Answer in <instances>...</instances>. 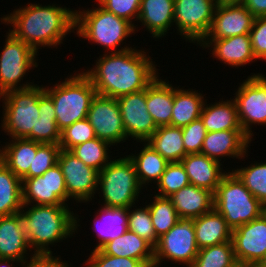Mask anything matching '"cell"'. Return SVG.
<instances>
[{
    "mask_svg": "<svg viewBox=\"0 0 266 267\" xmlns=\"http://www.w3.org/2000/svg\"><path fill=\"white\" fill-rule=\"evenodd\" d=\"M77 28V29H76ZM134 23L126 19L117 17L114 13L102 8L75 10V29L78 37L97 43L106 48V51L122 52L131 47H121L119 45L136 30ZM118 46V47H117ZM118 49V50H117Z\"/></svg>",
    "mask_w": 266,
    "mask_h": 267,
    "instance_id": "cell-5",
    "label": "cell"
},
{
    "mask_svg": "<svg viewBox=\"0 0 266 267\" xmlns=\"http://www.w3.org/2000/svg\"><path fill=\"white\" fill-rule=\"evenodd\" d=\"M262 264L266 267V257H265V259L262 261Z\"/></svg>",
    "mask_w": 266,
    "mask_h": 267,
    "instance_id": "cell-53",
    "label": "cell"
},
{
    "mask_svg": "<svg viewBox=\"0 0 266 267\" xmlns=\"http://www.w3.org/2000/svg\"><path fill=\"white\" fill-rule=\"evenodd\" d=\"M22 180L0 161V216L21 211Z\"/></svg>",
    "mask_w": 266,
    "mask_h": 267,
    "instance_id": "cell-34",
    "label": "cell"
},
{
    "mask_svg": "<svg viewBox=\"0 0 266 267\" xmlns=\"http://www.w3.org/2000/svg\"><path fill=\"white\" fill-rule=\"evenodd\" d=\"M103 55L95 67L83 72L99 95L117 99L141 91L158 75L157 65L144 50L131 48Z\"/></svg>",
    "mask_w": 266,
    "mask_h": 267,
    "instance_id": "cell-1",
    "label": "cell"
},
{
    "mask_svg": "<svg viewBox=\"0 0 266 267\" xmlns=\"http://www.w3.org/2000/svg\"><path fill=\"white\" fill-rule=\"evenodd\" d=\"M40 116L36 123V142L59 144L61 131L56 123V112L52 99L44 93L39 99Z\"/></svg>",
    "mask_w": 266,
    "mask_h": 267,
    "instance_id": "cell-35",
    "label": "cell"
},
{
    "mask_svg": "<svg viewBox=\"0 0 266 267\" xmlns=\"http://www.w3.org/2000/svg\"><path fill=\"white\" fill-rule=\"evenodd\" d=\"M237 267H265L262 263H238Z\"/></svg>",
    "mask_w": 266,
    "mask_h": 267,
    "instance_id": "cell-52",
    "label": "cell"
},
{
    "mask_svg": "<svg viewBox=\"0 0 266 267\" xmlns=\"http://www.w3.org/2000/svg\"><path fill=\"white\" fill-rule=\"evenodd\" d=\"M251 139L243 130H223L207 132L201 148V154L218 162L220 158H245Z\"/></svg>",
    "mask_w": 266,
    "mask_h": 267,
    "instance_id": "cell-19",
    "label": "cell"
},
{
    "mask_svg": "<svg viewBox=\"0 0 266 267\" xmlns=\"http://www.w3.org/2000/svg\"><path fill=\"white\" fill-rule=\"evenodd\" d=\"M214 208L234 230L259 218L266 207L244 186L232 171L226 173L214 193Z\"/></svg>",
    "mask_w": 266,
    "mask_h": 267,
    "instance_id": "cell-7",
    "label": "cell"
},
{
    "mask_svg": "<svg viewBox=\"0 0 266 267\" xmlns=\"http://www.w3.org/2000/svg\"><path fill=\"white\" fill-rule=\"evenodd\" d=\"M193 223L198 249L229 242L232 239V229L215 208L193 219Z\"/></svg>",
    "mask_w": 266,
    "mask_h": 267,
    "instance_id": "cell-26",
    "label": "cell"
},
{
    "mask_svg": "<svg viewBox=\"0 0 266 267\" xmlns=\"http://www.w3.org/2000/svg\"><path fill=\"white\" fill-rule=\"evenodd\" d=\"M154 196V200L148 204V208L155 233L160 238L178 222L179 217L168 197Z\"/></svg>",
    "mask_w": 266,
    "mask_h": 267,
    "instance_id": "cell-38",
    "label": "cell"
},
{
    "mask_svg": "<svg viewBox=\"0 0 266 267\" xmlns=\"http://www.w3.org/2000/svg\"><path fill=\"white\" fill-rule=\"evenodd\" d=\"M99 210L94 219L95 227H93L97 232L99 244L94 250L101 249L107 242L123 235L128 230V208L103 206Z\"/></svg>",
    "mask_w": 266,
    "mask_h": 267,
    "instance_id": "cell-29",
    "label": "cell"
},
{
    "mask_svg": "<svg viewBox=\"0 0 266 267\" xmlns=\"http://www.w3.org/2000/svg\"><path fill=\"white\" fill-rule=\"evenodd\" d=\"M26 261L22 267H68V263L61 261L52 254H32L30 261Z\"/></svg>",
    "mask_w": 266,
    "mask_h": 267,
    "instance_id": "cell-48",
    "label": "cell"
},
{
    "mask_svg": "<svg viewBox=\"0 0 266 267\" xmlns=\"http://www.w3.org/2000/svg\"><path fill=\"white\" fill-rule=\"evenodd\" d=\"M86 262L87 267H147L141 260L107 255L101 249L91 251Z\"/></svg>",
    "mask_w": 266,
    "mask_h": 267,
    "instance_id": "cell-45",
    "label": "cell"
},
{
    "mask_svg": "<svg viewBox=\"0 0 266 267\" xmlns=\"http://www.w3.org/2000/svg\"><path fill=\"white\" fill-rule=\"evenodd\" d=\"M14 262L23 265L21 261L15 259L0 258V267H12Z\"/></svg>",
    "mask_w": 266,
    "mask_h": 267,
    "instance_id": "cell-50",
    "label": "cell"
},
{
    "mask_svg": "<svg viewBox=\"0 0 266 267\" xmlns=\"http://www.w3.org/2000/svg\"><path fill=\"white\" fill-rule=\"evenodd\" d=\"M146 105L157 127L171 125L174 86L157 77L146 87Z\"/></svg>",
    "mask_w": 266,
    "mask_h": 267,
    "instance_id": "cell-27",
    "label": "cell"
},
{
    "mask_svg": "<svg viewBox=\"0 0 266 267\" xmlns=\"http://www.w3.org/2000/svg\"><path fill=\"white\" fill-rule=\"evenodd\" d=\"M44 86L9 90L0 95L3 102L2 128L12 139L26 138L36 142V123L39 119V99Z\"/></svg>",
    "mask_w": 266,
    "mask_h": 267,
    "instance_id": "cell-6",
    "label": "cell"
},
{
    "mask_svg": "<svg viewBox=\"0 0 266 267\" xmlns=\"http://www.w3.org/2000/svg\"><path fill=\"white\" fill-rule=\"evenodd\" d=\"M143 146L139 154L128 155L133 162L138 181L142 187L152 181L156 184L169 164L146 141H144Z\"/></svg>",
    "mask_w": 266,
    "mask_h": 267,
    "instance_id": "cell-33",
    "label": "cell"
},
{
    "mask_svg": "<svg viewBox=\"0 0 266 267\" xmlns=\"http://www.w3.org/2000/svg\"><path fill=\"white\" fill-rule=\"evenodd\" d=\"M11 141L0 149V161L22 180L29 169H33L37 142L26 138H15Z\"/></svg>",
    "mask_w": 266,
    "mask_h": 267,
    "instance_id": "cell-28",
    "label": "cell"
},
{
    "mask_svg": "<svg viewBox=\"0 0 266 267\" xmlns=\"http://www.w3.org/2000/svg\"><path fill=\"white\" fill-rule=\"evenodd\" d=\"M146 142L169 163L181 162L187 155L180 127L160 126Z\"/></svg>",
    "mask_w": 266,
    "mask_h": 267,
    "instance_id": "cell-31",
    "label": "cell"
},
{
    "mask_svg": "<svg viewBox=\"0 0 266 267\" xmlns=\"http://www.w3.org/2000/svg\"><path fill=\"white\" fill-rule=\"evenodd\" d=\"M231 241L238 263H262L266 257V212L232 230Z\"/></svg>",
    "mask_w": 266,
    "mask_h": 267,
    "instance_id": "cell-17",
    "label": "cell"
},
{
    "mask_svg": "<svg viewBox=\"0 0 266 267\" xmlns=\"http://www.w3.org/2000/svg\"><path fill=\"white\" fill-rule=\"evenodd\" d=\"M255 16L243 4L217 5L211 28L204 39H223L249 34Z\"/></svg>",
    "mask_w": 266,
    "mask_h": 267,
    "instance_id": "cell-18",
    "label": "cell"
},
{
    "mask_svg": "<svg viewBox=\"0 0 266 267\" xmlns=\"http://www.w3.org/2000/svg\"><path fill=\"white\" fill-rule=\"evenodd\" d=\"M158 188L156 193L160 197H169L183 187L190 185L186 170L181 162L169 163L156 183Z\"/></svg>",
    "mask_w": 266,
    "mask_h": 267,
    "instance_id": "cell-40",
    "label": "cell"
},
{
    "mask_svg": "<svg viewBox=\"0 0 266 267\" xmlns=\"http://www.w3.org/2000/svg\"><path fill=\"white\" fill-rule=\"evenodd\" d=\"M30 248L20 212L0 216V258L15 259L23 264Z\"/></svg>",
    "mask_w": 266,
    "mask_h": 267,
    "instance_id": "cell-21",
    "label": "cell"
},
{
    "mask_svg": "<svg viewBox=\"0 0 266 267\" xmlns=\"http://www.w3.org/2000/svg\"><path fill=\"white\" fill-rule=\"evenodd\" d=\"M200 118L207 132L242 130L234 98L210 106L204 103Z\"/></svg>",
    "mask_w": 266,
    "mask_h": 267,
    "instance_id": "cell-30",
    "label": "cell"
},
{
    "mask_svg": "<svg viewBox=\"0 0 266 267\" xmlns=\"http://www.w3.org/2000/svg\"><path fill=\"white\" fill-rule=\"evenodd\" d=\"M94 138H96L95 131L86 118L62 130L59 145L62 150L70 151L73 147Z\"/></svg>",
    "mask_w": 266,
    "mask_h": 267,
    "instance_id": "cell-42",
    "label": "cell"
},
{
    "mask_svg": "<svg viewBox=\"0 0 266 267\" xmlns=\"http://www.w3.org/2000/svg\"><path fill=\"white\" fill-rule=\"evenodd\" d=\"M105 10L114 13L117 17L133 22L138 21L141 0H96Z\"/></svg>",
    "mask_w": 266,
    "mask_h": 267,
    "instance_id": "cell-46",
    "label": "cell"
},
{
    "mask_svg": "<svg viewBox=\"0 0 266 267\" xmlns=\"http://www.w3.org/2000/svg\"><path fill=\"white\" fill-rule=\"evenodd\" d=\"M249 34L255 58L266 60V17L255 18Z\"/></svg>",
    "mask_w": 266,
    "mask_h": 267,
    "instance_id": "cell-47",
    "label": "cell"
},
{
    "mask_svg": "<svg viewBox=\"0 0 266 267\" xmlns=\"http://www.w3.org/2000/svg\"><path fill=\"white\" fill-rule=\"evenodd\" d=\"M28 206V209H24ZM23 205L20 211L29 251L34 254H52L49 245L75 234L80 220L68 205ZM71 235V236H70Z\"/></svg>",
    "mask_w": 266,
    "mask_h": 267,
    "instance_id": "cell-3",
    "label": "cell"
},
{
    "mask_svg": "<svg viewBox=\"0 0 266 267\" xmlns=\"http://www.w3.org/2000/svg\"><path fill=\"white\" fill-rule=\"evenodd\" d=\"M60 150L59 144H41L37 142L33 169H29L28 174L23 179L43 175L45 171L57 164Z\"/></svg>",
    "mask_w": 266,
    "mask_h": 267,
    "instance_id": "cell-43",
    "label": "cell"
},
{
    "mask_svg": "<svg viewBox=\"0 0 266 267\" xmlns=\"http://www.w3.org/2000/svg\"><path fill=\"white\" fill-rule=\"evenodd\" d=\"M201 93L196 90L178 89L174 87V102L171 126L184 127L200 118L204 101Z\"/></svg>",
    "mask_w": 266,
    "mask_h": 267,
    "instance_id": "cell-32",
    "label": "cell"
},
{
    "mask_svg": "<svg viewBox=\"0 0 266 267\" xmlns=\"http://www.w3.org/2000/svg\"><path fill=\"white\" fill-rule=\"evenodd\" d=\"M168 198L179 218L195 219L214 208V193L191 184L181 188Z\"/></svg>",
    "mask_w": 266,
    "mask_h": 267,
    "instance_id": "cell-23",
    "label": "cell"
},
{
    "mask_svg": "<svg viewBox=\"0 0 266 267\" xmlns=\"http://www.w3.org/2000/svg\"><path fill=\"white\" fill-rule=\"evenodd\" d=\"M138 20L153 38L165 36L174 25V0H141Z\"/></svg>",
    "mask_w": 266,
    "mask_h": 267,
    "instance_id": "cell-24",
    "label": "cell"
},
{
    "mask_svg": "<svg viewBox=\"0 0 266 267\" xmlns=\"http://www.w3.org/2000/svg\"><path fill=\"white\" fill-rule=\"evenodd\" d=\"M216 6L215 0H174V23L180 36L199 44L211 28Z\"/></svg>",
    "mask_w": 266,
    "mask_h": 267,
    "instance_id": "cell-12",
    "label": "cell"
},
{
    "mask_svg": "<svg viewBox=\"0 0 266 267\" xmlns=\"http://www.w3.org/2000/svg\"><path fill=\"white\" fill-rule=\"evenodd\" d=\"M87 119L100 140L110 145H115V143L117 145L127 140L116 98L96 94L91 102Z\"/></svg>",
    "mask_w": 266,
    "mask_h": 267,
    "instance_id": "cell-15",
    "label": "cell"
},
{
    "mask_svg": "<svg viewBox=\"0 0 266 267\" xmlns=\"http://www.w3.org/2000/svg\"><path fill=\"white\" fill-rule=\"evenodd\" d=\"M232 241L199 249L191 267H237Z\"/></svg>",
    "mask_w": 266,
    "mask_h": 267,
    "instance_id": "cell-36",
    "label": "cell"
},
{
    "mask_svg": "<svg viewBox=\"0 0 266 267\" xmlns=\"http://www.w3.org/2000/svg\"><path fill=\"white\" fill-rule=\"evenodd\" d=\"M191 185L215 193L223 176L221 163L201 153L187 154L182 160Z\"/></svg>",
    "mask_w": 266,
    "mask_h": 267,
    "instance_id": "cell-22",
    "label": "cell"
},
{
    "mask_svg": "<svg viewBox=\"0 0 266 267\" xmlns=\"http://www.w3.org/2000/svg\"><path fill=\"white\" fill-rule=\"evenodd\" d=\"M126 137L147 141L158 129L146 105V89L117 98Z\"/></svg>",
    "mask_w": 266,
    "mask_h": 267,
    "instance_id": "cell-16",
    "label": "cell"
},
{
    "mask_svg": "<svg viewBox=\"0 0 266 267\" xmlns=\"http://www.w3.org/2000/svg\"><path fill=\"white\" fill-rule=\"evenodd\" d=\"M199 45L202 48L211 46L213 57L232 67L245 66L253 62L252 60H257L252 50L250 34L223 39H203Z\"/></svg>",
    "mask_w": 266,
    "mask_h": 267,
    "instance_id": "cell-20",
    "label": "cell"
},
{
    "mask_svg": "<svg viewBox=\"0 0 266 267\" xmlns=\"http://www.w3.org/2000/svg\"><path fill=\"white\" fill-rule=\"evenodd\" d=\"M243 5L255 18L266 17V0H244Z\"/></svg>",
    "mask_w": 266,
    "mask_h": 267,
    "instance_id": "cell-49",
    "label": "cell"
},
{
    "mask_svg": "<svg viewBox=\"0 0 266 267\" xmlns=\"http://www.w3.org/2000/svg\"><path fill=\"white\" fill-rule=\"evenodd\" d=\"M44 87L45 93L52 99L56 123L60 131L76 121L87 118L91 102L97 92L90 79L83 73H76L65 81Z\"/></svg>",
    "mask_w": 266,
    "mask_h": 267,
    "instance_id": "cell-4",
    "label": "cell"
},
{
    "mask_svg": "<svg viewBox=\"0 0 266 267\" xmlns=\"http://www.w3.org/2000/svg\"><path fill=\"white\" fill-rule=\"evenodd\" d=\"M101 250L107 255L141 260L147 267L154 264V247L130 230L107 242Z\"/></svg>",
    "mask_w": 266,
    "mask_h": 267,
    "instance_id": "cell-25",
    "label": "cell"
},
{
    "mask_svg": "<svg viewBox=\"0 0 266 267\" xmlns=\"http://www.w3.org/2000/svg\"><path fill=\"white\" fill-rule=\"evenodd\" d=\"M198 251L193 219L179 218L154 247L153 267H159L165 259L191 267Z\"/></svg>",
    "mask_w": 266,
    "mask_h": 267,
    "instance_id": "cell-10",
    "label": "cell"
},
{
    "mask_svg": "<svg viewBox=\"0 0 266 267\" xmlns=\"http://www.w3.org/2000/svg\"><path fill=\"white\" fill-rule=\"evenodd\" d=\"M217 5L243 4L244 0H215Z\"/></svg>",
    "mask_w": 266,
    "mask_h": 267,
    "instance_id": "cell-51",
    "label": "cell"
},
{
    "mask_svg": "<svg viewBox=\"0 0 266 267\" xmlns=\"http://www.w3.org/2000/svg\"><path fill=\"white\" fill-rule=\"evenodd\" d=\"M244 186L266 207V162L232 170Z\"/></svg>",
    "mask_w": 266,
    "mask_h": 267,
    "instance_id": "cell-39",
    "label": "cell"
},
{
    "mask_svg": "<svg viewBox=\"0 0 266 267\" xmlns=\"http://www.w3.org/2000/svg\"><path fill=\"white\" fill-rule=\"evenodd\" d=\"M63 176L69 198L88 202L98 190L99 171L85 165L70 151L60 150L57 161Z\"/></svg>",
    "mask_w": 266,
    "mask_h": 267,
    "instance_id": "cell-14",
    "label": "cell"
},
{
    "mask_svg": "<svg viewBox=\"0 0 266 267\" xmlns=\"http://www.w3.org/2000/svg\"><path fill=\"white\" fill-rule=\"evenodd\" d=\"M131 209L132 206L128 208V230L135 232L155 247L159 238L155 233L148 205Z\"/></svg>",
    "mask_w": 266,
    "mask_h": 267,
    "instance_id": "cell-41",
    "label": "cell"
},
{
    "mask_svg": "<svg viewBox=\"0 0 266 267\" xmlns=\"http://www.w3.org/2000/svg\"><path fill=\"white\" fill-rule=\"evenodd\" d=\"M111 145L99 138H94L73 147L70 152L85 165L101 171L110 161L108 151Z\"/></svg>",
    "mask_w": 266,
    "mask_h": 267,
    "instance_id": "cell-37",
    "label": "cell"
},
{
    "mask_svg": "<svg viewBox=\"0 0 266 267\" xmlns=\"http://www.w3.org/2000/svg\"><path fill=\"white\" fill-rule=\"evenodd\" d=\"M69 9L31 3L4 16L1 22L12 25L9 32L37 53L41 46L57 47L75 29V10Z\"/></svg>",
    "mask_w": 266,
    "mask_h": 267,
    "instance_id": "cell-2",
    "label": "cell"
},
{
    "mask_svg": "<svg viewBox=\"0 0 266 267\" xmlns=\"http://www.w3.org/2000/svg\"><path fill=\"white\" fill-rule=\"evenodd\" d=\"M6 34L8 35L5 46L0 54V95L9 90L34 86L35 84L29 82L22 85L19 83L29 69L38 66L36 63L37 53L23 41L16 39L10 32Z\"/></svg>",
    "mask_w": 266,
    "mask_h": 267,
    "instance_id": "cell-9",
    "label": "cell"
},
{
    "mask_svg": "<svg viewBox=\"0 0 266 267\" xmlns=\"http://www.w3.org/2000/svg\"><path fill=\"white\" fill-rule=\"evenodd\" d=\"M98 185L106 207L129 208L136 205L135 201L142 188L133 162L128 156L111 160L99 172Z\"/></svg>",
    "mask_w": 266,
    "mask_h": 267,
    "instance_id": "cell-8",
    "label": "cell"
},
{
    "mask_svg": "<svg viewBox=\"0 0 266 267\" xmlns=\"http://www.w3.org/2000/svg\"><path fill=\"white\" fill-rule=\"evenodd\" d=\"M68 200L65 178L58 163L43 175L22 179L23 205H67Z\"/></svg>",
    "mask_w": 266,
    "mask_h": 267,
    "instance_id": "cell-13",
    "label": "cell"
},
{
    "mask_svg": "<svg viewBox=\"0 0 266 267\" xmlns=\"http://www.w3.org/2000/svg\"><path fill=\"white\" fill-rule=\"evenodd\" d=\"M207 131L201 118H198L182 127L184 149L187 154L201 153L203 141Z\"/></svg>",
    "mask_w": 266,
    "mask_h": 267,
    "instance_id": "cell-44",
    "label": "cell"
},
{
    "mask_svg": "<svg viewBox=\"0 0 266 267\" xmlns=\"http://www.w3.org/2000/svg\"><path fill=\"white\" fill-rule=\"evenodd\" d=\"M235 102L243 132L253 139L252 124L266 125V77L253 74L237 89ZM251 124V125H250Z\"/></svg>",
    "mask_w": 266,
    "mask_h": 267,
    "instance_id": "cell-11",
    "label": "cell"
}]
</instances>
